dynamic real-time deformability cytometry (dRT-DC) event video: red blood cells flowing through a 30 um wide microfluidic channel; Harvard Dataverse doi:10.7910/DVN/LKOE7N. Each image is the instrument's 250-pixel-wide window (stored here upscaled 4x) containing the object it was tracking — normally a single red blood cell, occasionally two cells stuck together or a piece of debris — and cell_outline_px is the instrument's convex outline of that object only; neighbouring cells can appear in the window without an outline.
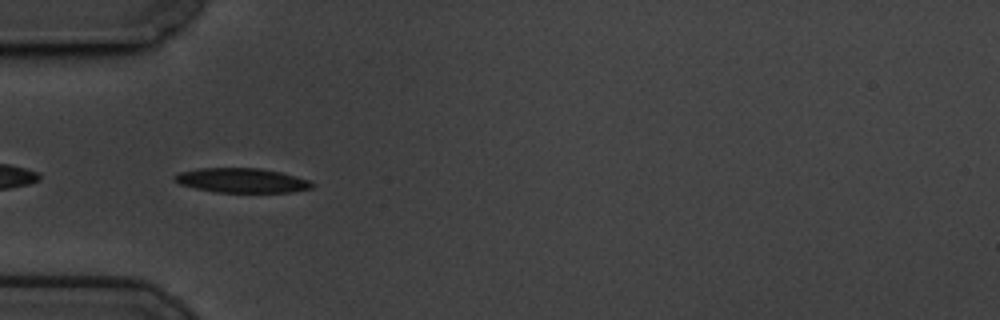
{"species": "common noctule bat (a hibernating species)", "species_latin": "Nyctalus noctula", "temperature_condition": "cold", "stored_images_in_passage": 39, "camera_frame_rate_fps": 3000, "um_per_image_px": 0.085, "animal": {"sex": "male", "body_mass_g": 19.5, "forearm_length_mm": 54.6}, "frame": {"image": 1, "passage_image": 2, "time_ms": 0.333, "image_size_px": [1000, 320], "cell_outline_px": [[316, 184], [312, 188], [292, 192], [216, 192], [196, 188], [180, 184], [172, 180], [172, 176], [180, 172], [196, 168], [260, 168], [280, 172], [308, 180]], "centroid_in_image_um": [20.52, 15.33], "position_along_channel_um": 64.5, "area_um2": 19.65}}
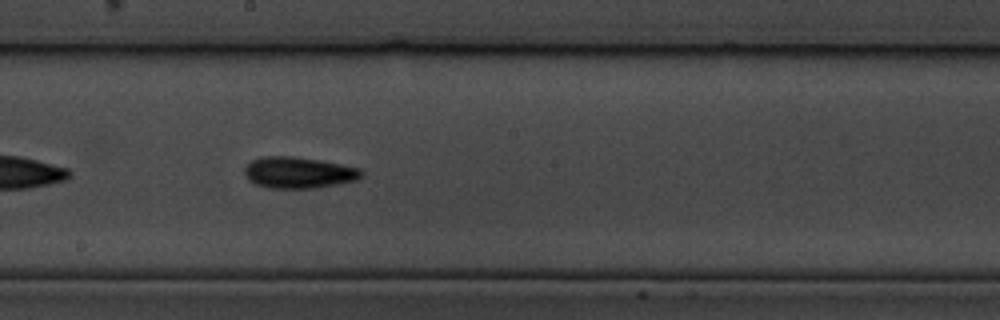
{"frame": {"image": 2, "passage_image": 16, "time_ms": 5.0, "image_size_px": [1000, 320], "cell_outline_px": [[364, 176], [356, 180], [316, 188], [268, 188], [256, 184], [248, 180], [244, 172], [244, 168], [252, 160], [260, 156], [292, 156], [320, 160], [360, 168], [364, 172]], "centroid_in_image_um": [25.38, 14.67], "position_along_channel_um": 222.8, "area_um2": 21.44}}
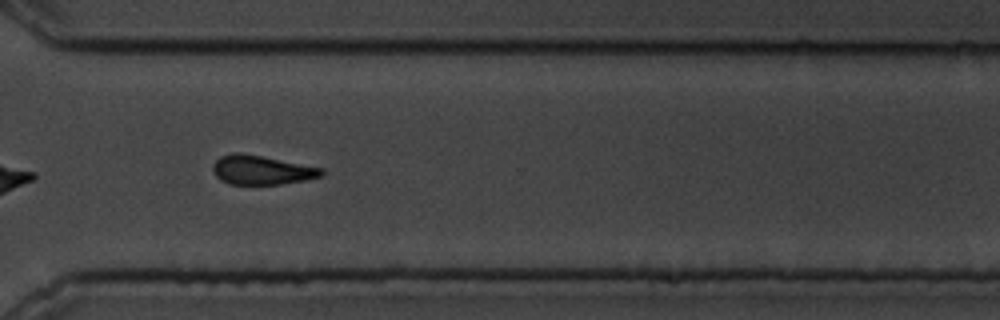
{"frame": {"image": 3, "passage_image": 27, "time_ms": 8.667, "image_size_px": [1000, 320], "cell_outline_px": [[324, 176], [304, 180], [280, 184], [228, 184], [220, 180], [216, 176], [212, 168], [212, 164], [220, 156], [232, 152], [240, 152], [324, 168]], "centroid_in_image_um": [22.22, 14.45], "position_along_channel_um": 348.4, "area_um2": 18.55}, "authors_computed_cell_mechanics": {"area_um2": 19.5364, "velocity_mm_per_s": 3.4276, "shape_relaxation_time_tau1_ms": 2.3626, "shape_relaxation_time_tau2_ms": null, "deformation_change_tau1": 0.1056, "deformation_change_tau2": null}}